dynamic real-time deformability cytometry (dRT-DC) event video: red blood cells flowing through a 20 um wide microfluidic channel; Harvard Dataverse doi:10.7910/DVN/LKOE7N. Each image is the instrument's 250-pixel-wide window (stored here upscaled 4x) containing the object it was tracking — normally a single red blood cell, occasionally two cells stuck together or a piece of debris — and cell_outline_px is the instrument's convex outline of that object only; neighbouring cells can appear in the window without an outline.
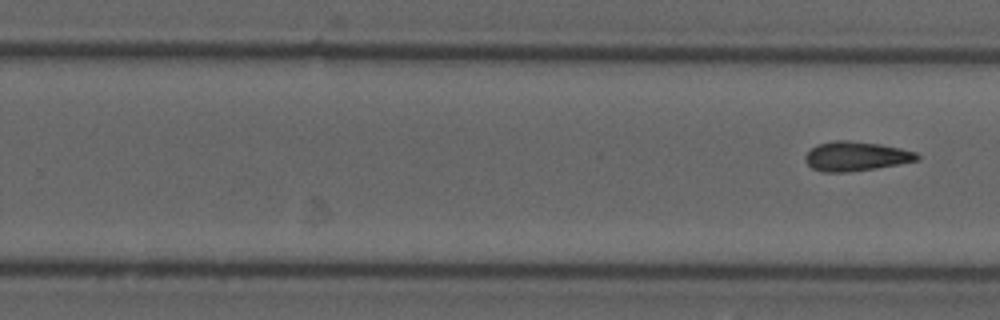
{"species": "common noctule bat (a hibernating species)", "species_latin": "Nyctalus noctula", "temperature_condition": "cold", "stored_images_in_passage": 10, "segment_of_instrument_passage": [2, 2], "camera_frame_rate_fps": 3000, "um_per_image_px": 0.085, "animal": {"sex": "male", "forearm_length_mm": 52.5}, "frame": {"image": 1, "passage_image": 10, "time_ms": 12.333, "image_size_px": [1000, 320], "cell_outline_px": [[920, 160], [876, 168], [848, 172], [824, 172], [812, 168], [804, 160], [804, 156], [816, 144], [836, 140], [844, 140], [880, 144], [900, 148], [916, 152], [920, 156]], "centroid_in_image_um": [72.75, 13.28], "position_along_channel_um": 257.0, "area_um2": 19.13}}